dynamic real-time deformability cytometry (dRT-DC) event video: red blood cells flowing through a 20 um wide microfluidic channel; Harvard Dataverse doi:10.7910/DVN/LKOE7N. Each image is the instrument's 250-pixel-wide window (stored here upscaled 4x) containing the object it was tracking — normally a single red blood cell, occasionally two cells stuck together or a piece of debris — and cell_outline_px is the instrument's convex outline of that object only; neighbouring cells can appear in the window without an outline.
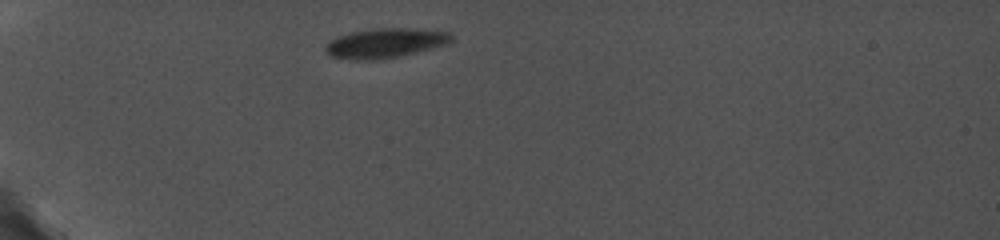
{"species": "common noctule bat (a hibernating species)", "species_latin": "Nyctalus noctula", "temperature_condition": "cold", "stored_images_in_passage": 20, "camera_frame_rate_fps": 5000, "um_per_image_px": 0.085, "animal": {"sex": "female", "body_mass_g": 19.0, "forearm_length_mm": 56.7}, "frame": {"image": 1, "passage_image": 1, "time_ms": 0.0, "image_size_px": [1000, 240], "cell_outline_px": [[452, 40], [448, 44], [400, 56], [376, 60], [352, 60], [328, 56], [324, 52], [324, 44], [336, 36], [352, 32], [372, 28], [416, 28], [452, 32]], "centroid_in_image_um": [32.7, 3.66], "position_along_channel_um": 52.3, "area_um2": 22.2}}
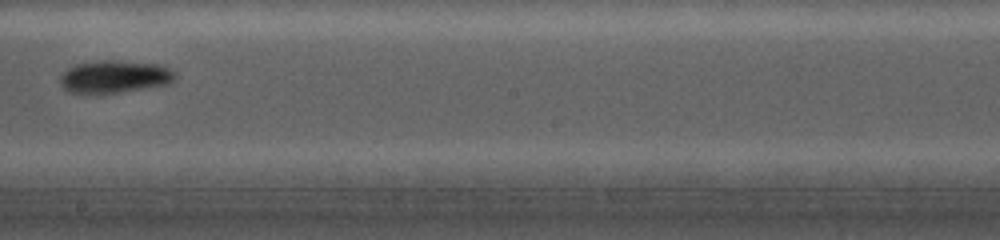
{"frame": {"image": 2, "passage_image": 12, "time_ms": 5.8, "image_size_px": [1000, 240], "cell_outline_px": [[176, 80], [168, 84], [96, 96], [88, 96], [68, 92], [60, 84], [60, 76], [68, 68], [76, 64], [100, 60], [120, 60], [156, 64], [168, 68], [176, 72]], "centroid_in_image_um": [9.69, 6.55], "position_along_channel_um": 238.5, "area_um2": 22.48}}
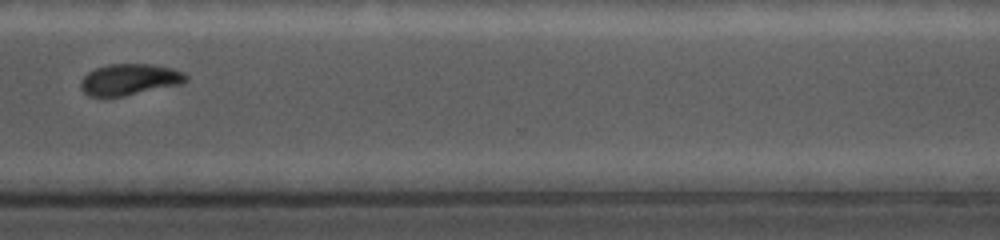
{"frame": {"image": 3, "passage_image": 17, "time_ms": 9.0, "image_size_px": [1000, 240], "cell_outline_px": [[188, 80], [184, 84], [124, 96], [88, 96], [80, 88], [80, 84], [84, 76], [88, 72], [96, 68], [112, 64], [152, 64], [172, 68], [184, 72], [188, 76]], "centroid_in_image_um": [11.06, 6.76], "position_along_channel_um": 359.5, "area_um2": 19.31}}